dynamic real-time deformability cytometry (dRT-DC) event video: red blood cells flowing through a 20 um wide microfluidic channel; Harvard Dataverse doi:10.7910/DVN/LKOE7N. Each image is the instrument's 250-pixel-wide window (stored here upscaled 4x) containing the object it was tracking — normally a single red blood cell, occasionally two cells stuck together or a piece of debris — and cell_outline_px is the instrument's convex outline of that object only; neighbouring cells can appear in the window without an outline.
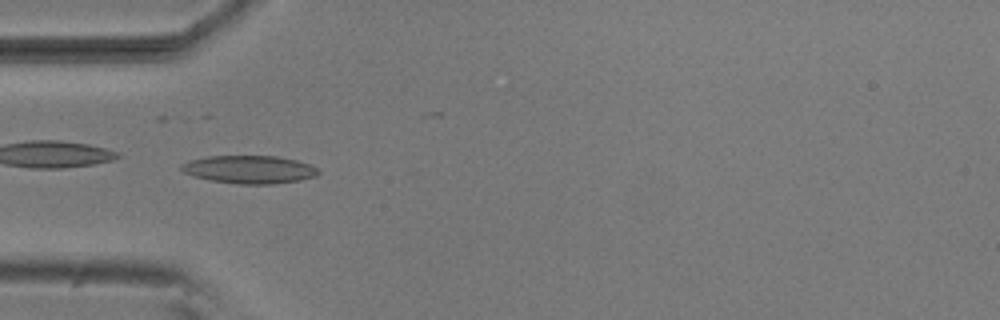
{"species": "common noctule bat (a hibernating species)", "species_latin": "Nyctalus noctula", "temperature_condition": "room temperature", "stored_images_in_passage": 38, "camera_frame_rate_fps": 3000, "um_per_image_px": 0.085, "animal": {"sex": "male", "body_mass_g": 20.5, "forearm_length_mm": 52.5}, "frame": {"image": 1, "passage_image": 1, "time_ms": 0.0, "image_size_px": [1000, 320], "cell_outline_px": [[320, 172], [316, 176], [300, 180], [272, 184], [236, 184], [212, 180], [196, 176], [184, 172], [180, 168], [180, 164], [188, 160], [208, 156], [276, 156], [296, 160], [308, 164], [316, 168]], "centroid_in_image_um": [21.18, 14.4], "position_along_channel_um": 63.8, "area_um2": 22.2}}
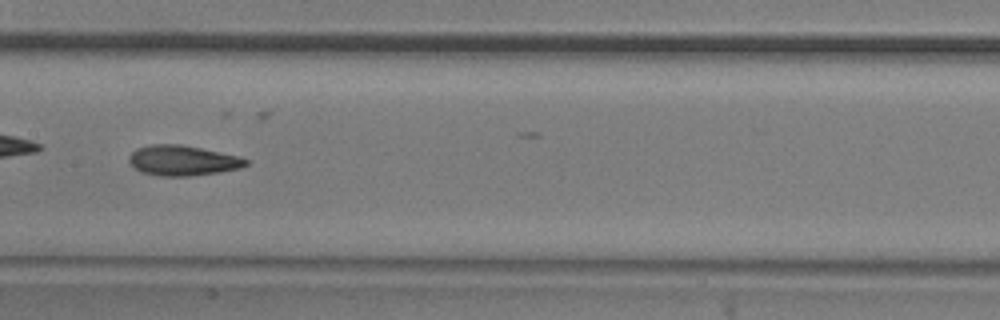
{"frame": {"image": 2, "passage_image": 11, "time_ms": 3.333, "image_size_px": [1000, 320], "cell_outline_px": [[248, 164], [240, 168], [216, 172], [188, 176], [160, 176], [140, 172], [128, 160], [128, 156], [136, 148], [152, 144], [180, 144], [200, 148], [236, 156], [248, 160]], "centroid_in_image_um": [15.47, 13.64], "position_along_channel_um": 191.9, "area_um2": 20.29}}
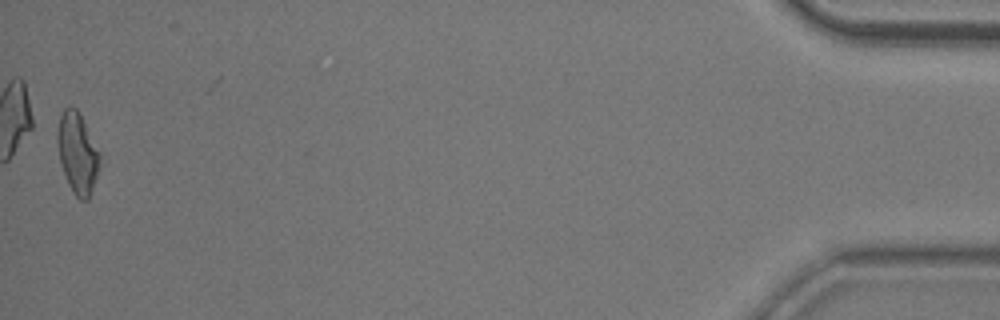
{"frame": {"image": 3, "passage_image": 37, "time_ms": 12.0, "image_size_px": [1000, 320], "cell_outline_px": [[100, 160], [96, 176], [88, 200], [80, 200], [72, 192], [68, 184], [60, 160], [56, 140], [56, 132], [60, 116], [64, 108], [76, 108], [80, 112], [100, 152]], "centroid_in_image_um": [6.57, 12.98], "position_along_channel_um": 428.6, "area_um2": 19.88}, "authors_computed_cell_mechanics": {"area_um2": 19.8832, "velocity_mm_per_s": 3.8335, "shape_relaxation_time_tau1_ms": 8.4893, "shape_relaxation_time_tau2_ms": 3.2649, "deformation_change_tau1": 0.1797, "deformation_change_tau2": 0.1202}}